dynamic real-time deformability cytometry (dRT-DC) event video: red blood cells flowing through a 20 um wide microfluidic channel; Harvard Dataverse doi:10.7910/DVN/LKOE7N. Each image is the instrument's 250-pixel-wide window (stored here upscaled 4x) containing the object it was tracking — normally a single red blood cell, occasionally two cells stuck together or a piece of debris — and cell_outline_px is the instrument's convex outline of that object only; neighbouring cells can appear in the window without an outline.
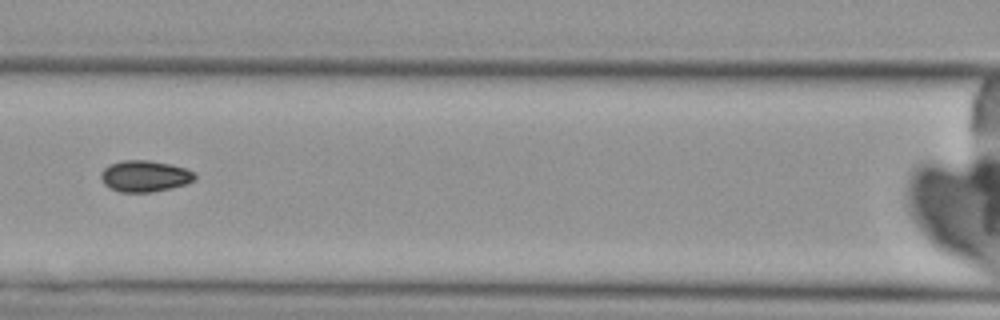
{"species": "Egyptian fruit bat (a non-hibernating species)", "species_latin": "Rousettus aegyptiacus", "temperature_condition": "cold", "stored_images_in_passage": 7, "camera_frame_rate_fps": 3000, "um_per_image_px": 0.085, "animal": {"sex": "female"}, "frame": {"image": 1, "passage_image": 7, "time_ms": 8.0, "image_size_px": [1000, 320], "cell_outline_px": [[196, 180], [188, 184], [152, 192], [120, 192], [108, 188], [100, 180], [100, 172], [108, 164], [124, 160], [148, 160], [168, 164], [184, 168], [196, 172]], "centroid_in_image_um": [12.29, 14.98], "position_along_channel_um": 154.3, "area_um2": 17.4}}